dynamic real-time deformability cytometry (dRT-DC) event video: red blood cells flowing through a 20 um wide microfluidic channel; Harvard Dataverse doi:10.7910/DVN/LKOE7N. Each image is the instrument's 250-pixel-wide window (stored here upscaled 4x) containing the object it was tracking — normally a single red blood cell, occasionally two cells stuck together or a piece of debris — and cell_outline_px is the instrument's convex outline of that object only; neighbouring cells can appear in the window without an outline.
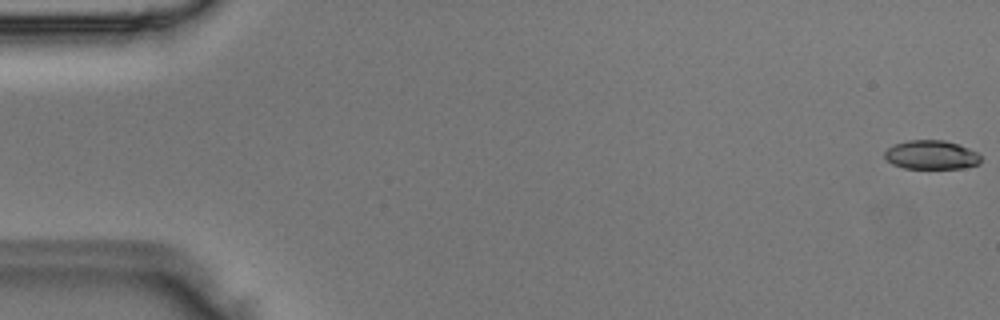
{"species": "Egyptian fruit bat (a non-hibernating species)", "species_latin": "Rousettus aegyptiacus", "temperature_condition": "room temperature", "stored_images_in_passage": 49, "camera_frame_rate_fps": 3000, "um_per_image_px": 0.085, "animal": {"sex": "male"}, "frame": {"image": 1, "passage_image": 1, "time_ms": 0.0, "image_size_px": [1000, 320], "cell_outline_px": [[980, 164], [964, 168], [904, 168], [892, 164], [884, 156], [884, 152], [892, 144], [908, 140], [944, 140], [968, 148], [976, 152], [980, 156]], "centroid_in_image_um": [79.14, 13.16], "position_along_channel_um": 5.9, "area_um2": 16.18}}
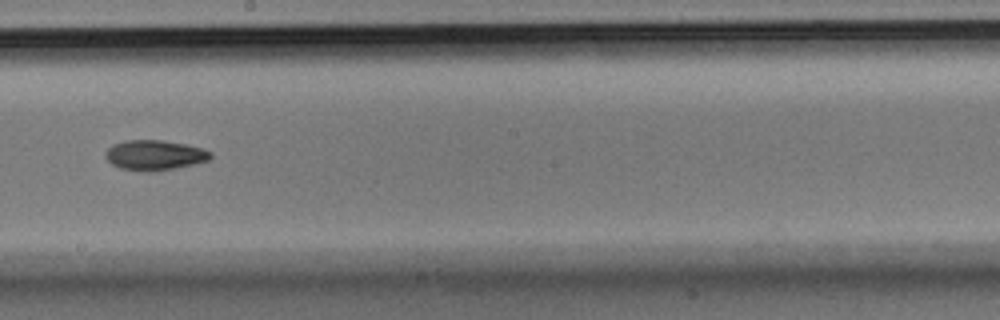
{"frame": {"image": 2, "passage_image": 28, "time_ms": 9.0, "image_size_px": [1000, 320], "cell_outline_px": [[212, 156], [208, 160], [176, 168], [152, 172], [148, 172], [120, 168], [112, 164], [104, 156], [104, 152], [112, 144], [124, 140], [160, 140], [184, 144], [204, 148], [212, 152]], "centroid_in_image_um": [13.12, 13.18], "position_along_channel_um": 235.1, "area_um2": 18.5}}
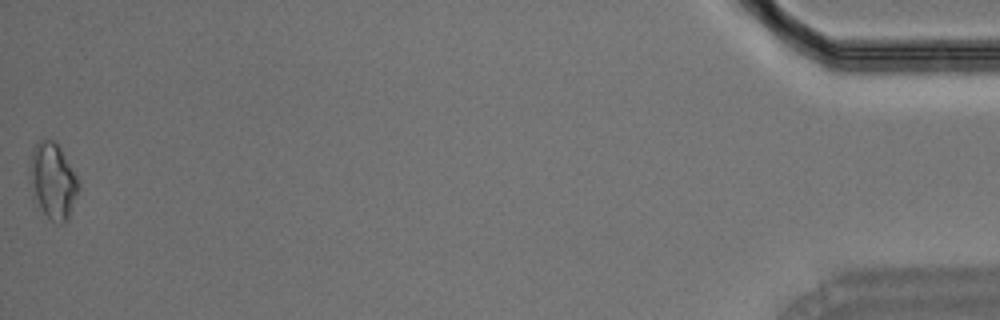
{"frame": {"image": 3, "passage_image": 49, "time_ms": 16.0, "image_size_px": [1000, 320], "cell_outline_px": [[80, 188], [68, 220], [64, 224], [60, 224], [52, 220], [32, 200], [28, 176], [28, 160], [32, 144], [40, 140], [56, 140], [76, 176], [80, 184]], "centroid_in_image_um": [4.43, 15.35], "position_along_channel_um": 430.8, "area_um2": 22.37}}